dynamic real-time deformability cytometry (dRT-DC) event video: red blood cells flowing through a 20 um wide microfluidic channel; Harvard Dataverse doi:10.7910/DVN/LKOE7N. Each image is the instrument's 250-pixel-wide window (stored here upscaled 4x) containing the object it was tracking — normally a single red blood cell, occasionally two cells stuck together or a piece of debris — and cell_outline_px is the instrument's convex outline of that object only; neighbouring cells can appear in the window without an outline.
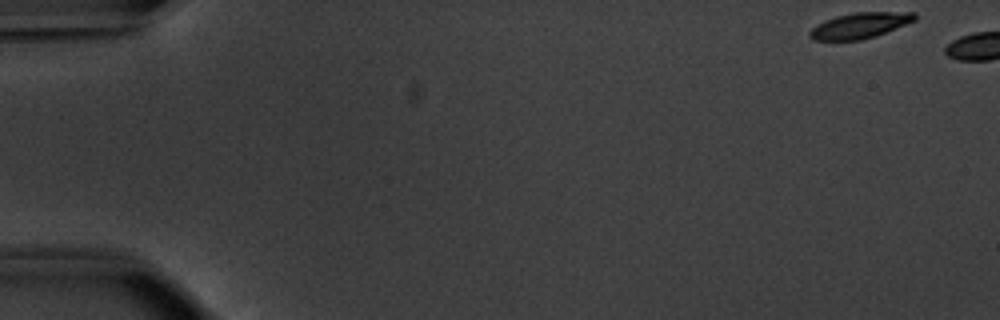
{"species": "common noctule bat (a hibernating species)", "species_latin": "Nyctalus noctula", "temperature_condition": "warm", "stored_images_in_passage": 5, "camera_frame_rate_fps": 3000, "um_per_image_px": 0.085, "animal": {"sex": "male", "body_mass_g": 20.1, "forearm_length_mm": 53.5}, "frame": {"image": 1, "passage_image": 1, "time_ms": 0.0, "image_size_px": [1000, 320], "cell_outline_px": [[916, 20], [876, 36], [860, 40], [812, 40], [808, 36], [808, 32], [812, 28], [836, 16], [856, 12], [916, 12]], "centroid_in_image_um": [73.11, 2.17], "position_along_channel_um": 11.9, "area_um2": 15.55}}